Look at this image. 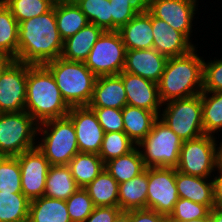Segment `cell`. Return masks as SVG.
Listing matches in <instances>:
<instances>
[{"instance_id": "cell-1", "label": "cell", "mask_w": 222, "mask_h": 222, "mask_svg": "<svg viewBox=\"0 0 222 222\" xmlns=\"http://www.w3.org/2000/svg\"><path fill=\"white\" fill-rule=\"evenodd\" d=\"M17 61L44 65L61 57L63 40L60 37L54 7L45 14L19 22Z\"/></svg>"}, {"instance_id": "cell-2", "label": "cell", "mask_w": 222, "mask_h": 222, "mask_svg": "<svg viewBox=\"0 0 222 222\" xmlns=\"http://www.w3.org/2000/svg\"><path fill=\"white\" fill-rule=\"evenodd\" d=\"M196 49L185 55L168 58L157 83L162 104L196 96L203 91L204 60L197 55Z\"/></svg>"}, {"instance_id": "cell-3", "label": "cell", "mask_w": 222, "mask_h": 222, "mask_svg": "<svg viewBox=\"0 0 222 222\" xmlns=\"http://www.w3.org/2000/svg\"><path fill=\"white\" fill-rule=\"evenodd\" d=\"M69 110L51 72L44 65L27 64L25 111L40 124L65 117Z\"/></svg>"}, {"instance_id": "cell-4", "label": "cell", "mask_w": 222, "mask_h": 222, "mask_svg": "<svg viewBox=\"0 0 222 222\" xmlns=\"http://www.w3.org/2000/svg\"><path fill=\"white\" fill-rule=\"evenodd\" d=\"M44 66L53 75L61 96L69 107L88 106L97 76L89 70L85 62L58 57Z\"/></svg>"}, {"instance_id": "cell-5", "label": "cell", "mask_w": 222, "mask_h": 222, "mask_svg": "<svg viewBox=\"0 0 222 222\" xmlns=\"http://www.w3.org/2000/svg\"><path fill=\"white\" fill-rule=\"evenodd\" d=\"M37 135L41 141L37 148L44 154L50 165H68L79 152L75 127L68 116L51 119L38 124Z\"/></svg>"}, {"instance_id": "cell-6", "label": "cell", "mask_w": 222, "mask_h": 222, "mask_svg": "<svg viewBox=\"0 0 222 222\" xmlns=\"http://www.w3.org/2000/svg\"><path fill=\"white\" fill-rule=\"evenodd\" d=\"M182 144L180 137L158 118L152 130L137 147L146 168H176ZM140 147L143 149L141 150Z\"/></svg>"}, {"instance_id": "cell-7", "label": "cell", "mask_w": 222, "mask_h": 222, "mask_svg": "<svg viewBox=\"0 0 222 222\" xmlns=\"http://www.w3.org/2000/svg\"><path fill=\"white\" fill-rule=\"evenodd\" d=\"M37 131L38 123L27 111L0 113V156L15 157L35 148Z\"/></svg>"}, {"instance_id": "cell-8", "label": "cell", "mask_w": 222, "mask_h": 222, "mask_svg": "<svg viewBox=\"0 0 222 222\" xmlns=\"http://www.w3.org/2000/svg\"><path fill=\"white\" fill-rule=\"evenodd\" d=\"M162 105L165 109L162 108L158 118L182 141L204 135L201 94L172 100Z\"/></svg>"}, {"instance_id": "cell-9", "label": "cell", "mask_w": 222, "mask_h": 222, "mask_svg": "<svg viewBox=\"0 0 222 222\" xmlns=\"http://www.w3.org/2000/svg\"><path fill=\"white\" fill-rule=\"evenodd\" d=\"M126 47L118 31H104L92 47L85 65L97 77L118 75L125 65Z\"/></svg>"}, {"instance_id": "cell-10", "label": "cell", "mask_w": 222, "mask_h": 222, "mask_svg": "<svg viewBox=\"0 0 222 222\" xmlns=\"http://www.w3.org/2000/svg\"><path fill=\"white\" fill-rule=\"evenodd\" d=\"M216 136L202 135L198 138L183 141L179 163L176 170L204 178H211L216 170L217 141Z\"/></svg>"}, {"instance_id": "cell-11", "label": "cell", "mask_w": 222, "mask_h": 222, "mask_svg": "<svg viewBox=\"0 0 222 222\" xmlns=\"http://www.w3.org/2000/svg\"><path fill=\"white\" fill-rule=\"evenodd\" d=\"M178 199L176 168L148 167L147 209L168 218Z\"/></svg>"}, {"instance_id": "cell-12", "label": "cell", "mask_w": 222, "mask_h": 222, "mask_svg": "<svg viewBox=\"0 0 222 222\" xmlns=\"http://www.w3.org/2000/svg\"><path fill=\"white\" fill-rule=\"evenodd\" d=\"M27 64L12 60L0 74V113L25 111Z\"/></svg>"}, {"instance_id": "cell-13", "label": "cell", "mask_w": 222, "mask_h": 222, "mask_svg": "<svg viewBox=\"0 0 222 222\" xmlns=\"http://www.w3.org/2000/svg\"><path fill=\"white\" fill-rule=\"evenodd\" d=\"M15 157L21 170L22 194L29 201L44 196L46 177L51 166L44 154L35 147Z\"/></svg>"}, {"instance_id": "cell-14", "label": "cell", "mask_w": 222, "mask_h": 222, "mask_svg": "<svg viewBox=\"0 0 222 222\" xmlns=\"http://www.w3.org/2000/svg\"><path fill=\"white\" fill-rule=\"evenodd\" d=\"M197 3L198 0H149V12L190 40Z\"/></svg>"}, {"instance_id": "cell-15", "label": "cell", "mask_w": 222, "mask_h": 222, "mask_svg": "<svg viewBox=\"0 0 222 222\" xmlns=\"http://www.w3.org/2000/svg\"><path fill=\"white\" fill-rule=\"evenodd\" d=\"M67 116L75 127L79 152L99 154L105 132L94 111L88 106L70 107Z\"/></svg>"}, {"instance_id": "cell-16", "label": "cell", "mask_w": 222, "mask_h": 222, "mask_svg": "<svg viewBox=\"0 0 222 222\" xmlns=\"http://www.w3.org/2000/svg\"><path fill=\"white\" fill-rule=\"evenodd\" d=\"M118 75L125 87L127 104L152 111L159 116L163 105L159 98L158 84L125 71Z\"/></svg>"}, {"instance_id": "cell-17", "label": "cell", "mask_w": 222, "mask_h": 222, "mask_svg": "<svg viewBox=\"0 0 222 222\" xmlns=\"http://www.w3.org/2000/svg\"><path fill=\"white\" fill-rule=\"evenodd\" d=\"M168 57L156 49L126 50L123 71L158 83L165 69Z\"/></svg>"}, {"instance_id": "cell-18", "label": "cell", "mask_w": 222, "mask_h": 222, "mask_svg": "<svg viewBox=\"0 0 222 222\" xmlns=\"http://www.w3.org/2000/svg\"><path fill=\"white\" fill-rule=\"evenodd\" d=\"M152 31L153 48L168 58L185 55L196 47L182 32L153 15Z\"/></svg>"}, {"instance_id": "cell-19", "label": "cell", "mask_w": 222, "mask_h": 222, "mask_svg": "<svg viewBox=\"0 0 222 222\" xmlns=\"http://www.w3.org/2000/svg\"><path fill=\"white\" fill-rule=\"evenodd\" d=\"M126 105V91L119 75L97 77L88 107L122 109Z\"/></svg>"}, {"instance_id": "cell-20", "label": "cell", "mask_w": 222, "mask_h": 222, "mask_svg": "<svg viewBox=\"0 0 222 222\" xmlns=\"http://www.w3.org/2000/svg\"><path fill=\"white\" fill-rule=\"evenodd\" d=\"M126 50L153 48L152 14L137 13L118 30Z\"/></svg>"}, {"instance_id": "cell-21", "label": "cell", "mask_w": 222, "mask_h": 222, "mask_svg": "<svg viewBox=\"0 0 222 222\" xmlns=\"http://www.w3.org/2000/svg\"><path fill=\"white\" fill-rule=\"evenodd\" d=\"M103 32L101 27L88 23L76 34L63 41L61 57L69 61L85 62Z\"/></svg>"}, {"instance_id": "cell-22", "label": "cell", "mask_w": 222, "mask_h": 222, "mask_svg": "<svg viewBox=\"0 0 222 222\" xmlns=\"http://www.w3.org/2000/svg\"><path fill=\"white\" fill-rule=\"evenodd\" d=\"M176 188L179 198L206 205L210 210L214 207L212 179L176 170Z\"/></svg>"}, {"instance_id": "cell-23", "label": "cell", "mask_w": 222, "mask_h": 222, "mask_svg": "<svg viewBox=\"0 0 222 222\" xmlns=\"http://www.w3.org/2000/svg\"><path fill=\"white\" fill-rule=\"evenodd\" d=\"M124 133L137 146L152 130L158 115L152 111L126 105L122 108Z\"/></svg>"}, {"instance_id": "cell-24", "label": "cell", "mask_w": 222, "mask_h": 222, "mask_svg": "<svg viewBox=\"0 0 222 222\" xmlns=\"http://www.w3.org/2000/svg\"><path fill=\"white\" fill-rule=\"evenodd\" d=\"M148 168L129 181L119 184L118 207L122 211L147 208Z\"/></svg>"}, {"instance_id": "cell-25", "label": "cell", "mask_w": 222, "mask_h": 222, "mask_svg": "<svg viewBox=\"0 0 222 222\" xmlns=\"http://www.w3.org/2000/svg\"><path fill=\"white\" fill-rule=\"evenodd\" d=\"M55 16L57 28L63 41L89 23L85 14L73 0H56Z\"/></svg>"}, {"instance_id": "cell-26", "label": "cell", "mask_w": 222, "mask_h": 222, "mask_svg": "<svg viewBox=\"0 0 222 222\" xmlns=\"http://www.w3.org/2000/svg\"><path fill=\"white\" fill-rule=\"evenodd\" d=\"M28 222H72L65 200L42 196L30 201Z\"/></svg>"}, {"instance_id": "cell-27", "label": "cell", "mask_w": 222, "mask_h": 222, "mask_svg": "<svg viewBox=\"0 0 222 222\" xmlns=\"http://www.w3.org/2000/svg\"><path fill=\"white\" fill-rule=\"evenodd\" d=\"M79 188L68 165L50 166L44 196L66 201Z\"/></svg>"}, {"instance_id": "cell-28", "label": "cell", "mask_w": 222, "mask_h": 222, "mask_svg": "<svg viewBox=\"0 0 222 222\" xmlns=\"http://www.w3.org/2000/svg\"><path fill=\"white\" fill-rule=\"evenodd\" d=\"M71 174L80 188H85L101 172L105 163L98 154L78 152L68 163Z\"/></svg>"}, {"instance_id": "cell-29", "label": "cell", "mask_w": 222, "mask_h": 222, "mask_svg": "<svg viewBox=\"0 0 222 222\" xmlns=\"http://www.w3.org/2000/svg\"><path fill=\"white\" fill-rule=\"evenodd\" d=\"M146 169L139 148L136 146L129 153L109 160L105 170L118 182L129 181Z\"/></svg>"}, {"instance_id": "cell-30", "label": "cell", "mask_w": 222, "mask_h": 222, "mask_svg": "<svg viewBox=\"0 0 222 222\" xmlns=\"http://www.w3.org/2000/svg\"><path fill=\"white\" fill-rule=\"evenodd\" d=\"M95 207H118V182L106 171L101 172L85 188Z\"/></svg>"}, {"instance_id": "cell-31", "label": "cell", "mask_w": 222, "mask_h": 222, "mask_svg": "<svg viewBox=\"0 0 222 222\" xmlns=\"http://www.w3.org/2000/svg\"><path fill=\"white\" fill-rule=\"evenodd\" d=\"M19 23L0 0V52L17 61Z\"/></svg>"}, {"instance_id": "cell-32", "label": "cell", "mask_w": 222, "mask_h": 222, "mask_svg": "<svg viewBox=\"0 0 222 222\" xmlns=\"http://www.w3.org/2000/svg\"><path fill=\"white\" fill-rule=\"evenodd\" d=\"M204 134L214 136L222 129V92H201Z\"/></svg>"}, {"instance_id": "cell-33", "label": "cell", "mask_w": 222, "mask_h": 222, "mask_svg": "<svg viewBox=\"0 0 222 222\" xmlns=\"http://www.w3.org/2000/svg\"><path fill=\"white\" fill-rule=\"evenodd\" d=\"M29 204L22 193L0 191V222H28Z\"/></svg>"}, {"instance_id": "cell-34", "label": "cell", "mask_w": 222, "mask_h": 222, "mask_svg": "<svg viewBox=\"0 0 222 222\" xmlns=\"http://www.w3.org/2000/svg\"><path fill=\"white\" fill-rule=\"evenodd\" d=\"M112 15V31H118L137 13L149 11V0H109Z\"/></svg>"}, {"instance_id": "cell-35", "label": "cell", "mask_w": 222, "mask_h": 222, "mask_svg": "<svg viewBox=\"0 0 222 222\" xmlns=\"http://www.w3.org/2000/svg\"><path fill=\"white\" fill-rule=\"evenodd\" d=\"M85 14L89 23L112 31V15L109 0H73Z\"/></svg>"}, {"instance_id": "cell-36", "label": "cell", "mask_w": 222, "mask_h": 222, "mask_svg": "<svg viewBox=\"0 0 222 222\" xmlns=\"http://www.w3.org/2000/svg\"><path fill=\"white\" fill-rule=\"evenodd\" d=\"M19 22L50 11L56 0H2Z\"/></svg>"}, {"instance_id": "cell-37", "label": "cell", "mask_w": 222, "mask_h": 222, "mask_svg": "<svg viewBox=\"0 0 222 222\" xmlns=\"http://www.w3.org/2000/svg\"><path fill=\"white\" fill-rule=\"evenodd\" d=\"M135 143L124 132H108L104 134L99 156L104 163L132 151Z\"/></svg>"}, {"instance_id": "cell-38", "label": "cell", "mask_w": 222, "mask_h": 222, "mask_svg": "<svg viewBox=\"0 0 222 222\" xmlns=\"http://www.w3.org/2000/svg\"><path fill=\"white\" fill-rule=\"evenodd\" d=\"M0 191L22 193L21 170L16 157L0 156Z\"/></svg>"}, {"instance_id": "cell-39", "label": "cell", "mask_w": 222, "mask_h": 222, "mask_svg": "<svg viewBox=\"0 0 222 222\" xmlns=\"http://www.w3.org/2000/svg\"><path fill=\"white\" fill-rule=\"evenodd\" d=\"M67 211L72 222H84L94 210V204L88 192L79 188L66 200Z\"/></svg>"}, {"instance_id": "cell-40", "label": "cell", "mask_w": 222, "mask_h": 222, "mask_svg": "<svg viewBox=\"0 0 222 222\" xmlns=\"http://www.w3.org/2000/svg\"><path fill=\"white\" fill-rule=\"evenodd\" d=\"M210 209L203 204L190 201L185 198H179L175 203L173 212L167 218L168 220H192L207 217Z\"/></svg>"}, {"instance_id": "cell-41", "label": "cell", "mask_w": 222, "mask_h": 222, "mask_svg": "<svg viewBox=\"0 0 222 222\" xmlns=\"http://www.w3.org/2000/svg\"><path fill=\"white\" fill-rule=\"evenodd\" d=\"M96 114L97 120L105 133L124 132L122 109L107 107H89Z\"/></svg>"}, {"instance_id": "cell-42", "label": "cell", "mask_w": 222, "mask_h": 222, "mask_svg": "<svg viewBox=\"0 0 222 222\" xmlns=\"http://www.w3.org/2000/svg\"><path fill=\"white\" fill-rule=\"evenodd\" d=\"M203 91L222 92V59L205 62L203 72Z\"/></svg>"}, {"instance_id": "cell-43", "label": "cell", "mask_w": 222, "mask_h": 222, "mask_svg": "<svg viewBox=\"0 0 222 222\" xmlns=\"http://www.w3.org/2000/svg\"><path fill=\"white\" fill-rule=\"evenodd\" d=\"M122 210L115 206L94 207L93 212L84 222H113Z\"/></svg>"}, {"instance_id": "cell-44", "label": "cell", "mask_w": 222, "mask_h": 222, "mask_svg": "<svg viewBox=\"0 0 222 222\" xmlns=\"http://www.w3.org/2000/svg\"><path fill=\"white\" fill-rule=\"evenodd\" d=\"M131 222H168L166 216L151 209L131 210Z\"/></svg>"}, {"instance_id": "cell-45", "label": "cell", "mask_w": 222, "mask_h": 222, "mask_svg": "<svg viewBox=\"0 0 222 222\" xmlns=\"http://www.w3.org/2000/svg\"><path fill=\"white\" fill-rule=\"evenodd\" d=\"M212 178L214 207L222 208V172Z\"/></svg>"}, {"instance_id": "cell-46", "label": "cell", "mask_w": 222, "mask_h": 222, "mask_svg": "<svg viewBox=\"0 0 222 222\" xmlns=\"http://www.w3.org/2000/svg\"><path fill=\"white\" fill-rule=\"evenodd\" d=\"M210 219H211V222H222V208L213 207L210 210Z\"/></svg>"}, {"instance_id": "cell-47", "label": "cell", "mask_w": 222, "mask_h": 222, "mask_svg": "<svg viewBox=\"0 0 222 222\" xmlns=\"http://www.w3.org/2000/svg\"><path fill=\"white\" fill-rule=\"evenodd\" d=\"M113 222H131V210L121 211Z\"/></svg>"}, {"instance_id": "cell-48", "label": "cell", "mask_w": 222, "mask_h": 222, "mask_svg": "<svg viewBox=\"0 0 222 222\" xmlns=\"http://www.w3.org/2000/svg\"><path fill=\"white\" fill-rule=\"evenodd\" d=\"M12 60L8 55L0 52V74Z\"/></svg>"}, {"instance_id": "cell-49", "label": "cell", "mask_w": 222, "mask_h": 222, "mask_svg": "<svg viewBox=\"0 0 222 222\" xmlns=\"http://www.w3.org/2000/svg\"><path fill=\"white\" fill-rule=\"evenodd\" d=\"M217 147L216 171L222 172V142Z\"/></svg>"}, {"instance_id": "cell-50", "label": "cell", "mask_w": 222, "mask_h": 222, "mask_svg": "<svg viewBox=\"0 0 222 222\" xmlns=\"http://www.w3.org/2000/svg\"><path fill=\"white\" fill-rule=\"evenodd\" d=\"M168 222H211L210 214L207 217H202L192 220H168Z\"/></svg>"}]
</instances>
